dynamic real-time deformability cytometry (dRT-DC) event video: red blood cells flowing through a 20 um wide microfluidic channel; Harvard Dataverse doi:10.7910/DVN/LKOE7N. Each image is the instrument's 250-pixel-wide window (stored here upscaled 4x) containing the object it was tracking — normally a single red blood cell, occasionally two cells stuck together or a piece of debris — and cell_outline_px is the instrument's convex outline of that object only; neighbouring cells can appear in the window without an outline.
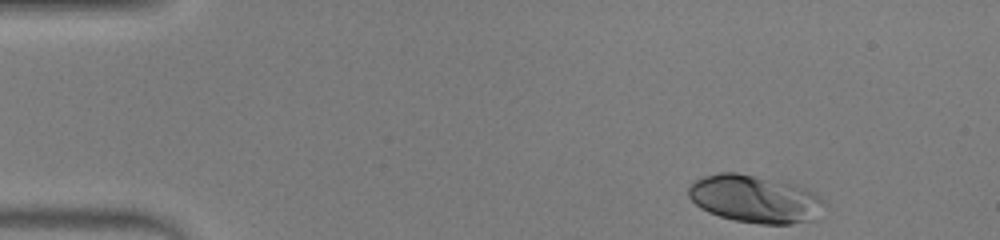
{"species": "human", "species_latin": "Homo sapiens", "temperature_condition": "warm", "stored_images_in_passage": 43, "camera_frame_rate_fps": 3000, "um_per_image_px": 0.085, "donor": {"sex": "male"}, "frame": {"image": 1, "passage_image": 1, "time_ms": 0.0, "image_size_px": [1000, 240], "cell_outline_px": [[824, 204], [816, 220], [792, 224], [760, 224], [736, 220], [720, 216], [708, 212], [700, 208], [688, 196], [688, 188], [696, 180], [704, 176], [720, 172], [736, 172], [796, 184], [816, 192], [820, 196]], "centroid_in_image_um": [64.2, 16.91], "position_along_channel_um": 20.8, "area_um2": 37.8}}
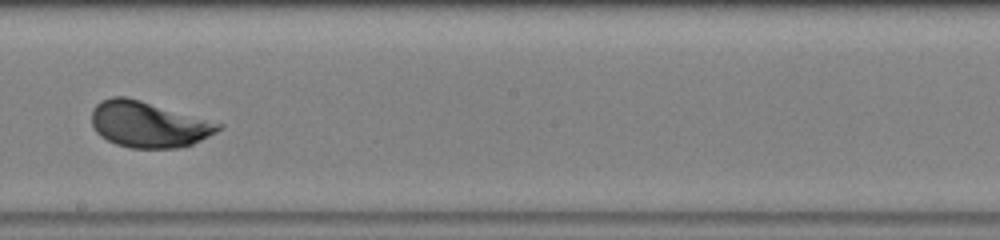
{"frame": {"image": 2, "passage_image": 23, "time_ms": 7.333, "image_size_px": [1000, 240], "cell_outline_px": [[224, 128], [192, 144], [176, 148], [132, 148], [116, 144], [100, 136], [96, 132], [92, 124], [92, 108], [100, 100], [112, 96], [124, 96], [140, 100], [224, 124]], "centroid_in_image_um": [12.6, 10.57], "position_along_channel_um": 235.6, "area_um2": 33.87}}
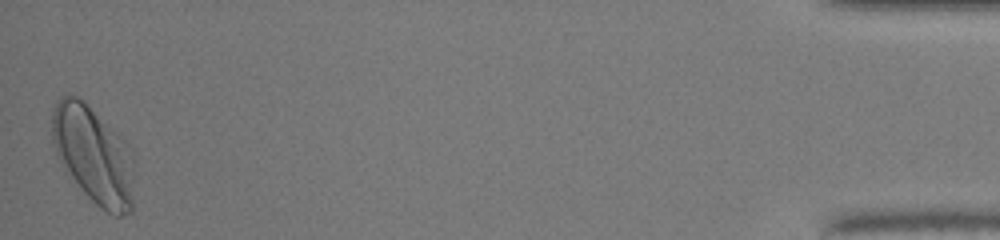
{"frame": {"image": 3, "passage_image": 43, "time_ms": 14.0, "image_size_px": [1000, 240], "cell_outline_px": [[132, 212], [120, 216], [112, 216], [100, 208], [84, 192], [72, 176], [56, 152], [52, 144], [52, 112], [56, 100], [60, 96], [76, 96], [84, 100], [132, 148]], "centroid_in_image_um": [7.95, 13.15], "position_along_channel_um": 427.2, "area_um2": 46.07}, "authors_computed_cell_mechanics": {"area_um2": 33.8708, "velocity_mm_per_s": 4.2494, "shape_relaxation_time_tau1_ms": 2.0499, "shape_relaxation_time_tau2_ms": null, "deformation_change_tau1": 0.1322, "deformation_change_tau2": null}}